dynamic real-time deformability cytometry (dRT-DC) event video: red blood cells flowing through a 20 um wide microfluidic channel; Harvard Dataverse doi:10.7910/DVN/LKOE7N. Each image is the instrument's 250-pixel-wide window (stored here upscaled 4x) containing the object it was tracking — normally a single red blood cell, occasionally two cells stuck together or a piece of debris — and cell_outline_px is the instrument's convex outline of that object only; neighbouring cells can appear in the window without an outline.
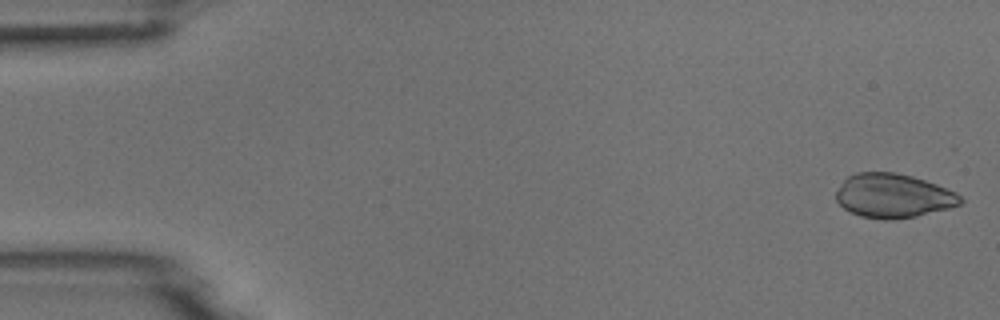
{"species": "common noctule bat (a hibernating species)", "species_latin": "Nyctalus noctula", "temperature_condition": "room temperature", "stored_images_in_passage": 52, "camera_frame_rate_fps": 3000, "um_per_image_px": 0.085, "animal": {"sex": "male", "body_mass_g": 18.8}, "frame": {"image": 1, "passage_image": 1, "time_ms": 0.0, "image_size_px": [1000, 320], "cell_outline_px": [[964, 200], [960, 204], [948, 208], [916, 216], [892, 220], [884, 220], [860, 216], [844, 208], [836, 200], [836, 192], [844, 180], [848, 176], [856, 172], [896, 172], [912, 176], [936, 184], [956, 192]], "centroid_in_image_um": [75.92, 16.64], "position_along_channel_um": 9.1, "area_um2": 31.85}}
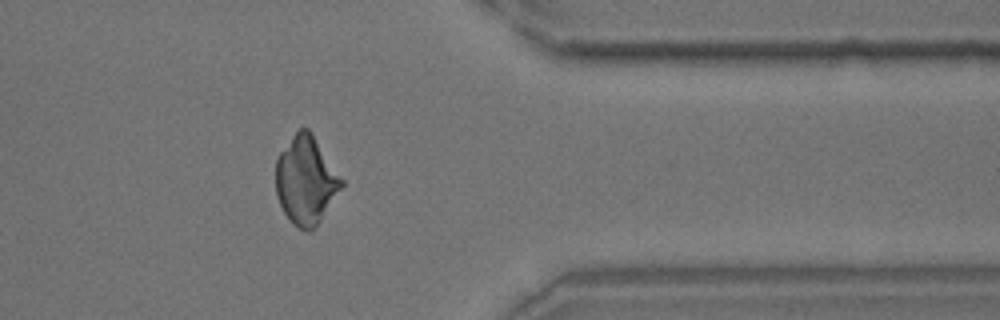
{"frame": {"image": 2, "passage_image": 42, "time_ms": 13.667, "image_size_px": [1000, 320], "cell_outline_px": [[344, 184], [316, 228], [308, 232], [292, 224], [284, 212], [276, 196], [276, 160], [280, 152], [292, 136], [300, 128], [308, 128], [312, 132], [344, 180]], "centroid_in_image_um": [26.01, 15.34], "position_along_channel_um": 385.4, "area_um2": 33.87}}
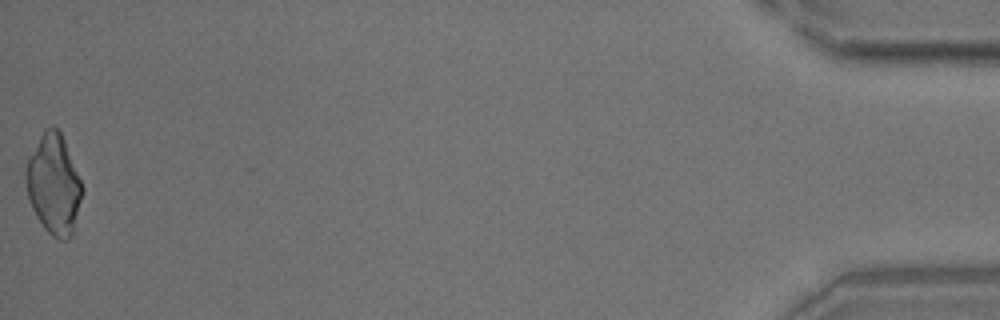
{"frame": {"image": 3, "passage_image": 52, "time_ms": 17.0, "image_size_px": [1000, 320], "cell_outline_px": [[84, 192], [72, 236], [68, 240], [60, 240], [52, 236], [44, 228], [36, 216], [32, 208], [28, 196], [24, 180], [24, 168], [44, 128], [52, 124], [60, 132], [64, 140], [84, 188]], "centroid_in_image_um": [4.57, 15.69], "position_along_channel_um": 430.6, "area_um2": 33.0}}